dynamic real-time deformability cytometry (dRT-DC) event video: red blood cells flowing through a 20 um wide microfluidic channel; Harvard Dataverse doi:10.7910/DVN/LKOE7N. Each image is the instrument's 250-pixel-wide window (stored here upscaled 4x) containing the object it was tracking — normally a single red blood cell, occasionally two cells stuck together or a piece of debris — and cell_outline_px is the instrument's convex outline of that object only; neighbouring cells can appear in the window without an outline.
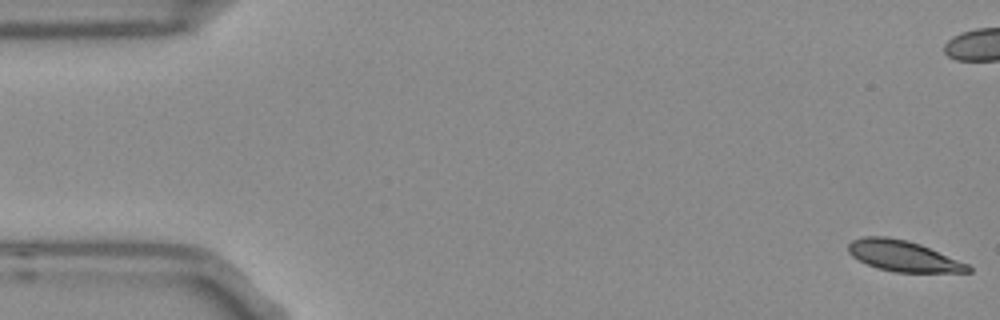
{"species": "Egyptian fruit bat (a non-hibernating species)", "species_latin": "Rousettus aegyptiacus", "temperature_condition": "room temperature", "stored_images_in_passage": 55, "camera_frame_rate_fps": 3000, "um_per_image_px": 0.085, "frame": {"image": 1, "passage_image": 1, "time_ms": 0.0, "image_size_px": [1000, 320], "cell_outline_px": [[972, 272], [892, 272], [876, 268], [852, 256], [848, 252], [848, 244], [852, 240], [864, 236], [884, 236], [908, 240], [920, 244], [968, 264], [972, 268]], "centroid_in_image_um": [76.76, 21.76], "position_along_channel_um": 8.2, "area_um2": 21.44}}
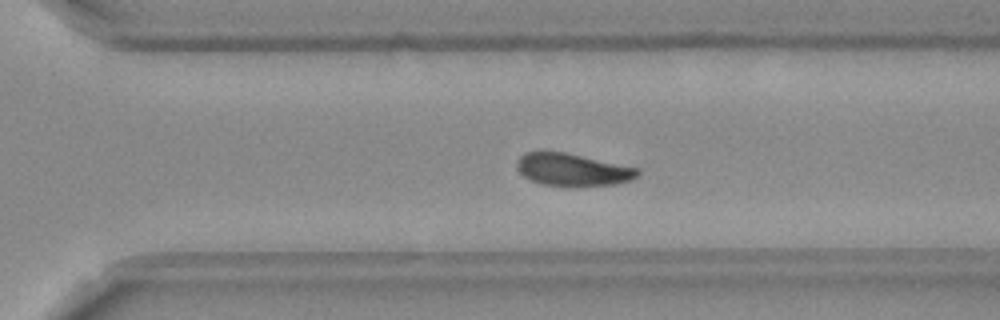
{"frame": {"image": 2, "passage_image": 37, "time_ms": 12.0, "image_size_px": [1000, 320], "cell_outline_px": [[640, 172], [632, 180], [612, 184], [580, 188], [540, 184], [524, 176], [520, 172], [516, 164], [516, 160], [520, 156], [528, 152], [564, 152], [636, 168]], "centroid_in_image_um": [48.64, 14.46], "position_along_channel_um": 322.0, "area_um2": 22.77}}
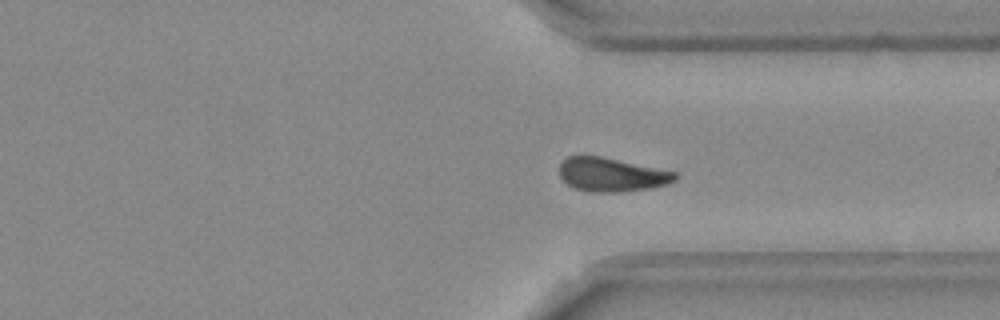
{"frame": {"image": 3, "passage_image": 40, "time_ms": 13.0, "image_size_px": [1000, 320], "cell_outline_px": [[676, 180], [668, 184], [652, 188], [620, 192], [592, 192], [572, 188], [560, 176], [560, 164], [568, 156], [600, 156], [676, 172]], "centroid_in_image_um": [51.99, 14.86], "position_along_channel_um": 359.4, "area_um2": 22.66}, "authors_computed_cell_mechanics": {"area_um2": 22.7732, "velocity_mm_per_s": 3.7151, "shape_relaxation_time_tau1_ms": 5.3267, "shape_relaxation_time_tau2_ms": 5.0214, "deformation_change_tau1": 0.147, "deformation_change_tau2": 0.0834}}